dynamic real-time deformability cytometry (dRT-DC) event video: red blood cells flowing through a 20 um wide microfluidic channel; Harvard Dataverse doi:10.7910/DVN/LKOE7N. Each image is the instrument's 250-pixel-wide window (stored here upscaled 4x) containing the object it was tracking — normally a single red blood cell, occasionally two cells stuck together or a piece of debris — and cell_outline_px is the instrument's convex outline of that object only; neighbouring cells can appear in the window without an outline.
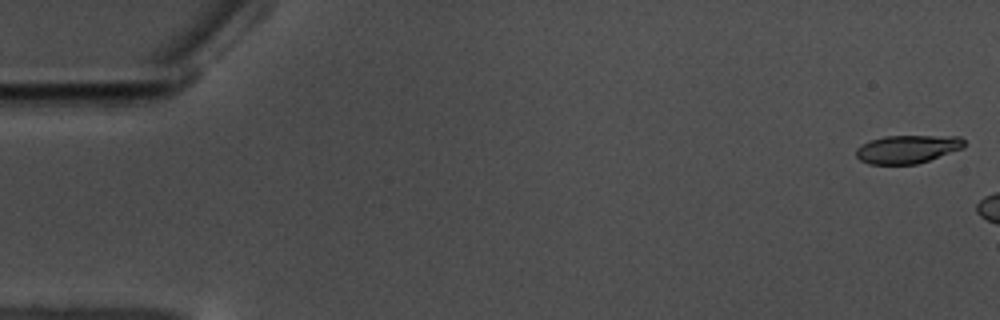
{"species": "common noctule bat (a hibernating species)", "species_latin": "Nyctalus noctula", "temperature_condition": "warm", "stored_images_in_passage": 11, "camera_frame_rate_fps": 3000, "um_per_image_px": 0.085, "animal": {"sex": "male", "body_mass_g": 17.5, "forearm_length_mm": 52.3}, "frame": {"image": 1, "passage_image": 1, "time_ms": 0.0, "image_size_px": [1000, 320], "cell_outline_px": [[964, 148], [916, 164], [868, 164], [860, 160], [856, 156], [856, 148], [860, 144], [868, 140], [884, 136], [960, 136], [964, 140]], "centroid_in_image_um": [77.09, 12.67], "position_along_channel_um": 7.9, "area_um2": 17.86}}